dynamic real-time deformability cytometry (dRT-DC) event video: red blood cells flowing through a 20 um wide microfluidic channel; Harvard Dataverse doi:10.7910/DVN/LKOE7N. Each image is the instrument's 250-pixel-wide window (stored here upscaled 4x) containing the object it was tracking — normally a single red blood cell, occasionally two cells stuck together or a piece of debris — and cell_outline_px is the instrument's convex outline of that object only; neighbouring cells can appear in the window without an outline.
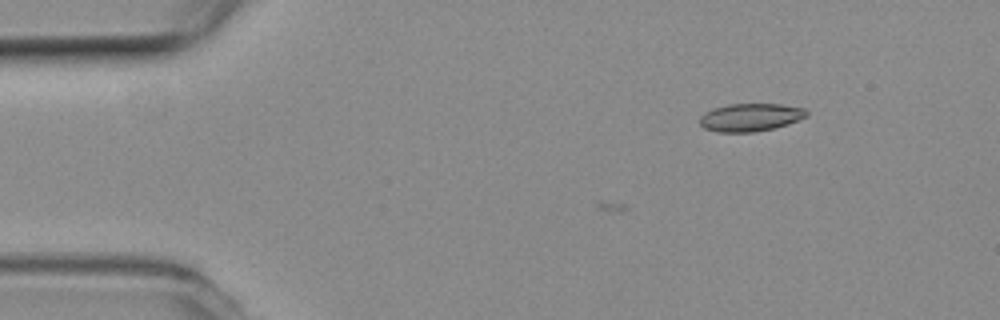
{"species": "common noctule bat (a hibernating species)", "species_latin": "Nyctalus noctula", "temperature_condition": "room temperature", "stored_images_in_passage": 12, "camera_frame_rate_fps": 3000, "um_per_image_px": 0.085, "animal": {"sex": "female", "body_mass_g": 19.3, "forearm_length_mm": 54.1}, "frame": {"image": 1, "passage_image": 12, "time_ms": 3.667, "image_size_px": [1000, 320], "cell_outline_px": [[808, 116], [772, 128], [756, 132], [716, 132], [704, 128], [700, 124], [700, 116], [704, 112], [712, 108], [728, 104], [780, 104], [804, 108], [808, 112]], "centroid_in_image_um": [63.73, 9.96], "position_along_channel_um": 21.3, "area_um2": 17.28}}